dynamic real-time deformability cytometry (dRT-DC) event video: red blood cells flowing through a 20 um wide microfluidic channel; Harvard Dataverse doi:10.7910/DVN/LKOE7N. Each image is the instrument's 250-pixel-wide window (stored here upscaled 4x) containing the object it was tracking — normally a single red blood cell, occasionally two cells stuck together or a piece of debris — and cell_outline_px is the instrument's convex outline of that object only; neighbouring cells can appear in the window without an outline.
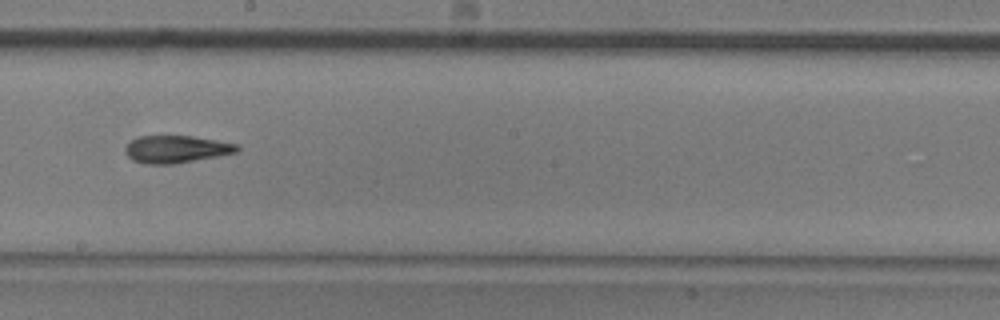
{"species": "common noctule bat (a hibernating species)", "species_latin": "Nyctalus noctula", "temperature_condition": "room temperature", "stored_images_in_passage": 10, "camera_frame_rate_fps": 3000, "um_per_image_px": 0.085, "animal": {"sex": "male", "body_mass_g": 20.5, "forearm_length_mm": 52.5}, "frame": {"image": 1, "passage_image": 8, "time_ms": 2.333, "image_size_px": [1000, 320], "cell_outline_px": [[240, 148], [236, 152], [176, 164], [144, 164], [132, 160], [124, 152], [124, 148], [136, 136], [192, 136], [240, 144]], "centroid_in_image_um": [14.96, 12.68], "position_along_channel_um": 233.2, "area_um2": 17.92}}
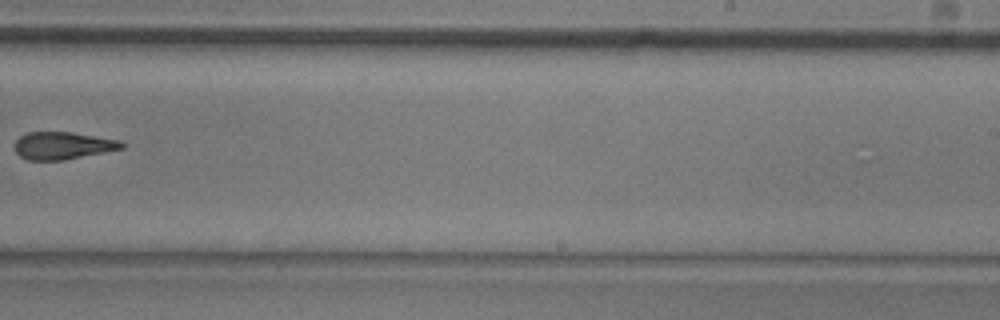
{"frame": {"image": 2, "passage_image": 9, "time_ms": 2.667, "image_size_px": [1000, 320], "cell_outline_px": [[124, 148], [64, 160], [28, 160], [20, 156], [16, 152], [16, 140], [20, 136], [28, 132], [72, 132], [120, 140], [124, 144]], "centroid_in_image_um": [5.34, 12.37], "position_along_channel_um": 283.7, "area_um2": 16.99}}
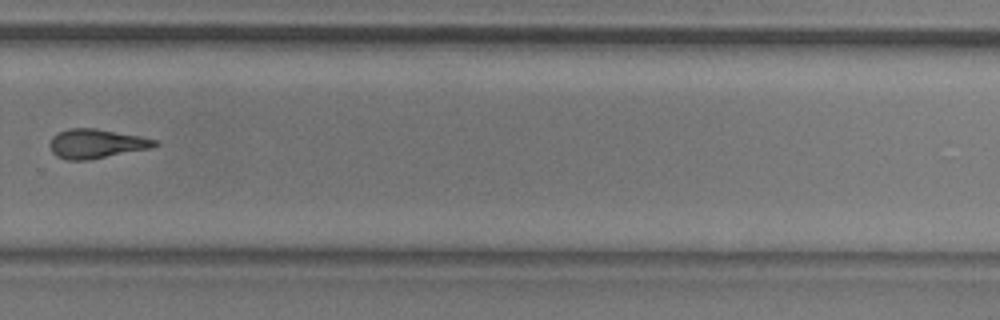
{"frame": {"image": 3, "passage_image": 10, "time_ms": 3.0, "image_size_px": [1000, 320], "cell_outline_px": [[160, 144], [152, 148], [88, 160], [68, 160], [56, 156], [52, 152], [48, 144], [52, 136], [68, 128], [96, 128], [140, 136], [156, 140]], "centroid_in_image_um": [8.17, 12.21], "position_along_channel_um": 321.6, "area_um2": 17.98}}